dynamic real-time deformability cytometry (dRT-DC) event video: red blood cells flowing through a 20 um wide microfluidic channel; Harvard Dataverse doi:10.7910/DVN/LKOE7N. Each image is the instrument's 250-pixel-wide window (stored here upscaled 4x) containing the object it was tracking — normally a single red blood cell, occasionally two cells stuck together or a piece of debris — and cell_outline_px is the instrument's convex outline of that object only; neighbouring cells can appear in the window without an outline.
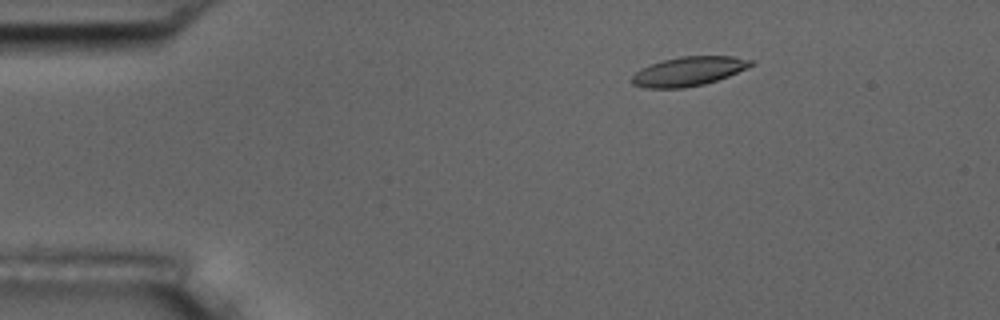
{"species": "common noctule bat (a hibernating species)", "species_latin": "Nyctalus noctula", "temperature_condition": "room temperature", "stored_images_in_passage": 5, "camera_frame_rate_fps": 3000, "um_per_image_px": 0.085, "animal": {"sex": "male", "body_mass_g": 17.5, "forearm_length_mm": 52.3}, "frame": {"image": 1, "passage_image": 3, "time_ms": 2.0, "image_size_px": [1000, 320], "cell_outline_px": [[756, 64], [748, 68], [728, 76], [704, 84], [684, 88], [644, 88], [632, 84], [632, 76], [640, 68], [664, 60], [680, 56], [732, 56], [752, 60]], "centroid_in_image_um": [58.54, 6.06], "position_along_channel_um": 26.5, "area_um2": 20.23}}